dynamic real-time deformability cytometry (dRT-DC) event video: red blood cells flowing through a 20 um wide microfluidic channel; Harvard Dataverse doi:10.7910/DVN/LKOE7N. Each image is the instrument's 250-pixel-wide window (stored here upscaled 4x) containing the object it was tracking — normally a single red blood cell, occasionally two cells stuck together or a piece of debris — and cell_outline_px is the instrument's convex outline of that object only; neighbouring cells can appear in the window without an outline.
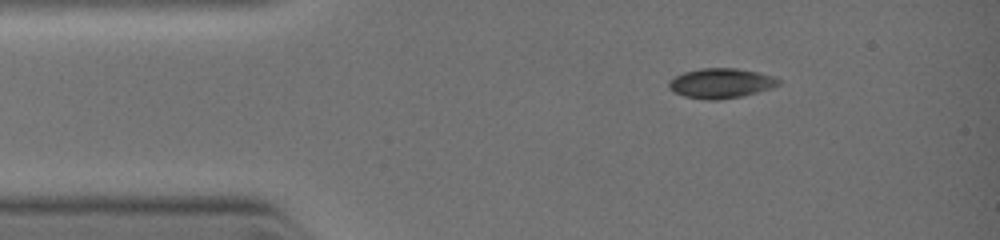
{"species": "common noctule bat (a hibernating species)", "species_latin": "Nyctalus noctula", "temperature_condition": "warm", "stored_images_in_passage": 3, "camera_frame_rate_fps": 3000, "um_per_image_px": 0.085, "animal": {"sex": "female", "body_mass_g": 19.0, "forearm_length_mm": 51.5}, "frame": {"image": 1, "passage_image": 1, "time_ms": 0.0, "image_size_px": [1000, 240], "cell_outline_px": [[780, 84], [756, 92], [740, 96], [716, 100], [708, 100], [684, 96], [672, 92], [668, 88], [668, 84], [676, 76], [684, 72], [700, 68], [736, 68], [756, 72], [772, 76], [780, 80]], "centroid_in_image_um": [61.23, 7.07], "position_along_channel_um": 23.8, "area_um2": 18.79}}
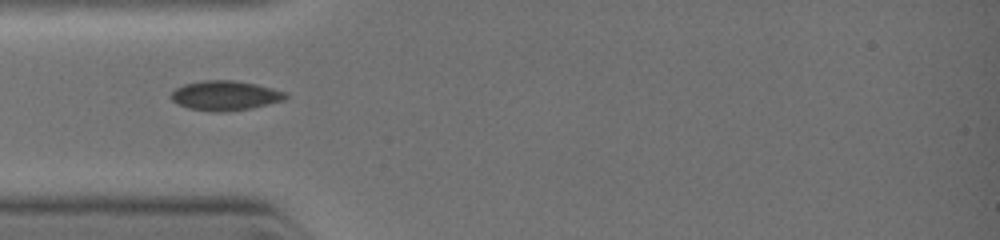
{"frame": {"image": 2, "passage_image": 3, "time_ms": 1.667, "image_size_px": [1000, 240], "cell_outline_px": [[288, 96], [284, 100], [252, 108], [188, 108], [172, 100], [168, 96], [176, 88], [184, 84], [204, 80], [232, 80], [256, 84], [272, 88], [284, 92]], "centroid_in_image_um": [19.15, 8.06], "position_along_channel_um": 65.9, "area_um2": 18.67}}